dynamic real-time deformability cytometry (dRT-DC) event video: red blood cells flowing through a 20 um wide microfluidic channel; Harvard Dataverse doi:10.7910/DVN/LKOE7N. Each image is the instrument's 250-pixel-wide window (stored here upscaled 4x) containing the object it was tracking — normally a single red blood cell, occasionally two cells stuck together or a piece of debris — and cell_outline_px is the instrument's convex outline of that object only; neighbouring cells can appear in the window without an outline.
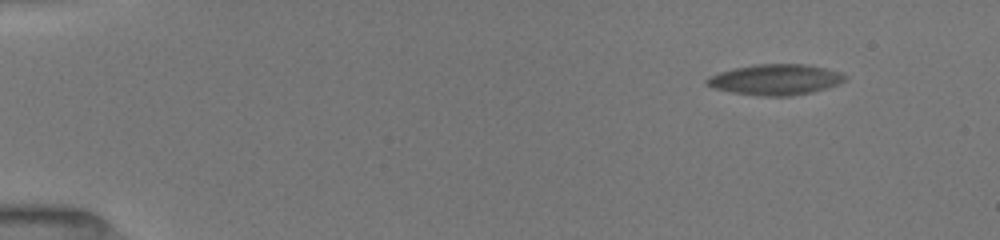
{"species": "common noctule bat (a hibernating species)", "species_latin": "Nyctalus noctula", "temperature_condition": "room temperature", "stored_images_in_passage": 5, "camera_frame_rate_fps": 3000, "um_per_image_px": 0.085, "animal": {"sex": "female", "body_mass_g": 19.5, "forearm_length_mm": 54.1}, "frame": {"image": 1, "passage_image": 1, "time_ms": 0.0, "image_size_px": [1000, 240], "cell_outline_px": [[848, 76], [844, 80], [836, 84], [812, 92], [792, 96], [760, 96], [732, 92], [716, 88], [704, 84], [704, 80], [708, 76], [720, 72], [736, 68], [756, 64], [804, 64], [824, 68], [840, 72]], "centroid_in_image_um": [65.88, 6.77], "position_along_channel_um": 19.1, "area_um2": 24.51}}